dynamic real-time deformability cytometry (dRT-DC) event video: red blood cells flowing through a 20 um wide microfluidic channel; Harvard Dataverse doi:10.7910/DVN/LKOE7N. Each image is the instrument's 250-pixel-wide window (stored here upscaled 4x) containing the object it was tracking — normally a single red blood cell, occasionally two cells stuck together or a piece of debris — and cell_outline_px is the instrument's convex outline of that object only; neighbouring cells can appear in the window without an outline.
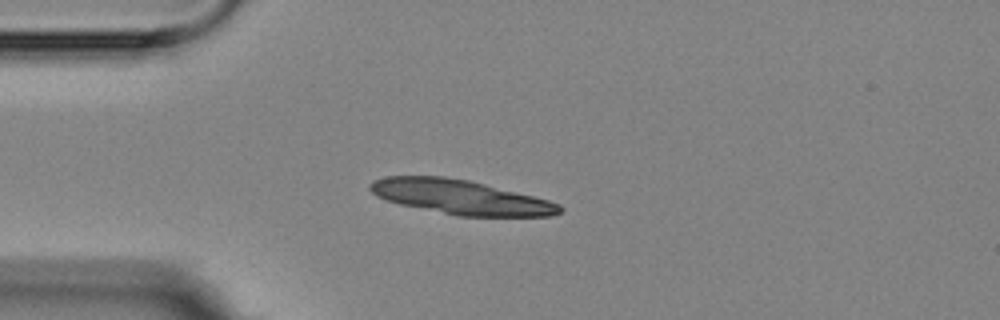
{"species": "Egyptian fruit bat (a non-hibernating species)", "species_latin": "Rousettus aegyptiacus", "temperature_condition": "room temperature", "stored_images_in_passage": 3, "camera_frame_rate_fps": 3000, "um_per_image_px": 0.085, "animal": {"sex": "female"}, "frame": {"image": 1, "passage_image": 1, "time_ms": 0.0, "image_size_px": [1000, 320], "cell_outline_px": [[564, 208], [560, 212], [552, 216], [456, 216], [400, 204], [384, 200], [376, 196], [368, 188], [368, 184], [372, 180], [384, 176], [444, 176], [468, 180], [548, 200], [560, 204]], "centroid_in_image_um": [39.08, 16.75], "position_along_channel_um": 45.9, "area_um2": 37.97}}